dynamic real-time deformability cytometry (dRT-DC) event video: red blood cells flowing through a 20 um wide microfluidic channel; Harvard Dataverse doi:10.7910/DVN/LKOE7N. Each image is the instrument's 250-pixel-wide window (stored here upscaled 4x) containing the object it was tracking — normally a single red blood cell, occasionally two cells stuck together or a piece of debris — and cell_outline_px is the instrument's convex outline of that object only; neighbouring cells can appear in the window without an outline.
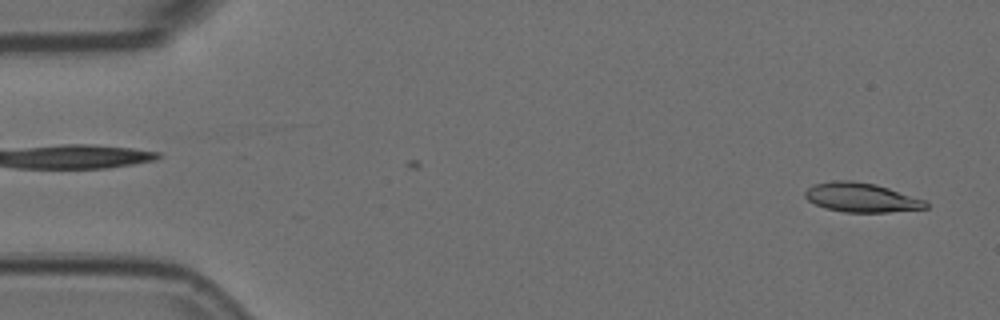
{"species": "Egyptian fruit bat (a non-hibernating species)", "species_latin": "Rousettus aegyptiacus", "temperature_condition": "room temperature", "stored_images_in_passage": 3, "camera_frame_rate_fps": 3000, "um_per_image_px": 0.085, "animal": {"sex": "female"}, "frame": {"image": 1, "passage_image": 3, "time_ms": 0.667, "image_size_px": [1000, 320], "cell_outline_px": [[928, 208], [888, 212], [844, 212], [824, 208], [808, 200], [804, 196], [804, 192], [812, 184], [836, 180], [852, 180], [876, 184], [928, 200]], "centroid_in_image_um": [73.23, 16.78], "position_along_channel_um": 11.8, "area_um2": 20.81}}